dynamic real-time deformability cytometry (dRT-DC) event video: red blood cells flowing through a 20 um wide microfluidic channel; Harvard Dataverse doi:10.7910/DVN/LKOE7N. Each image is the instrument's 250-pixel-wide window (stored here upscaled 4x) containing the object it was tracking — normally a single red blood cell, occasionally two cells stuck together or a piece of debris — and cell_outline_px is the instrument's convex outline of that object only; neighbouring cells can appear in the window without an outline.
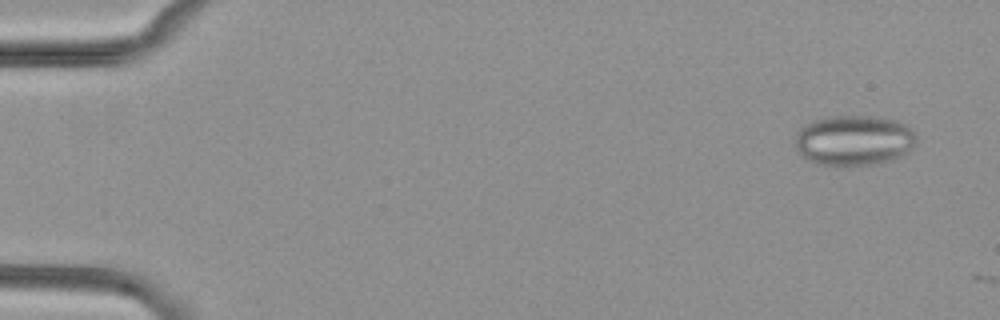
{"species": "common noctule bat (a hibernating species)", "species_latin": "Nyctalus noctula", "temperature_condition": "cold", "stored_images_in_passage": 3, "camera_frame_rate_fps": 3000, "um_per_image_px": 0.085, "animal": {"sex": "female", "body_mass_g": 29.2, "forearm_length_mm": 56.3}, "frame": {"image": 1, "passage_image": 1, "time_ms": 0.0, "image_size_px": [1000, 320], "cell_outline_px": [[916, 140], [912, 148], [908, 152], [892, 160], [872, 164], [848, 168], [836, 168], [820, 164], [808, 160], [796, 148], [792, 140], [796, 132], [800, 128], [812, 120], [828, 116], [872, 116], [896, 120], [904, 124], [916, 132]], "centroid_in_image_um": [72.55, 11.95], "position_along_channel_um": 12.5, "area_um2": 36.47}}